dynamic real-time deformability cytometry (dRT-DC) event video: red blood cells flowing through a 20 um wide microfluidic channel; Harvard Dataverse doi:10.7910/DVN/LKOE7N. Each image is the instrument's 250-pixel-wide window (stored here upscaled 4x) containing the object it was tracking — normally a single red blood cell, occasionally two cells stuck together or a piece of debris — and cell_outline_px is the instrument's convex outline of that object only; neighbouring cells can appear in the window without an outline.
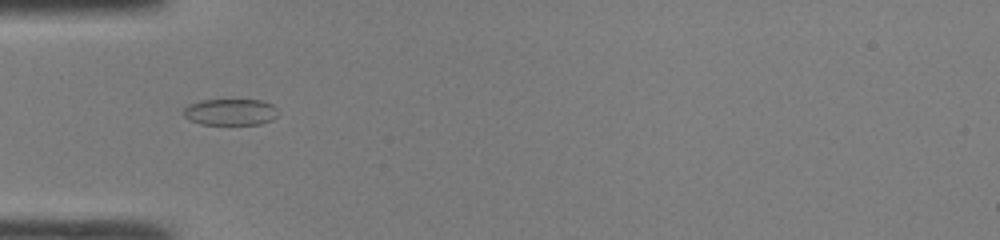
{"species": "common noctule bat (a hibernating species)", "species_latin": "Nyctalus noctula", "temperature_condition": "room temperature", "stored_images_in_passage": 20, "camera_frame_rate_fps": 3000, "um_per_image_px": 0.085, "animal": {"sex": "male", "body_mass_g": 19.0, "forearm_length_mm": 50.8}, "frame": {"image": 1, "passage_image": 1, "time_ms": 0.0, "image_size_px": [1000, 240], "cell_outline_px": [[276, 116], [272, 120], [260, 124], [200, 124], [188, 120], [184, 116], [184, 108], [188, 104], [200, 100], [260, 100], [272, 104], [276, 108]], "centroid_in_image_um": [19.55, 9.52], "position_along_channel_um": 65.4, "area_um2": 14.57}}